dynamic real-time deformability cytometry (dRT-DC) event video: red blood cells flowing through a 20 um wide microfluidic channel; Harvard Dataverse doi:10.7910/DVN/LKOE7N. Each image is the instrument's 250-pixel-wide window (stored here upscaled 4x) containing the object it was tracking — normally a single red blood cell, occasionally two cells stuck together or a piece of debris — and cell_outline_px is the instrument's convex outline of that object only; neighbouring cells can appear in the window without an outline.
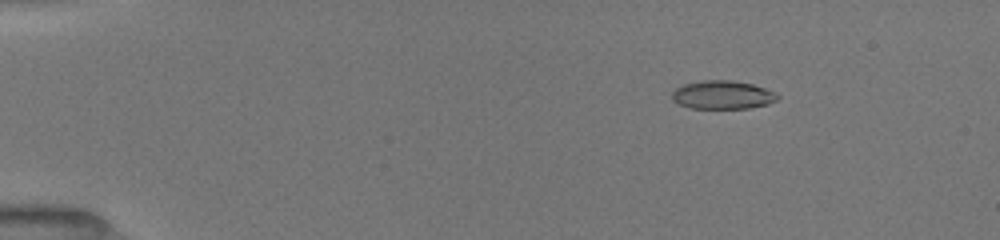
{"species": "common noctule bat (a hibernating species)", "species_latin": "Nyctalus noctula", "temperature_condition": "room temperature", "stored_images_in_passage": 21, "camera_frame_rate_fps": 3000, "um_per_image_px": 0.085, "animal": {"sex": "female", "body_mass_g": 19.5, "forearm_length_mm": 54.1}, "frame": {"image": 1, "passage_image": 8, "time_ms": 2.333, "image_size_px": [1000, 240], "cell_outline_px": [[780, 96], [776, 100], [768, 104], [748, 108], [688, 108], [672, 100], [672, 92], [676, 88], [684, 84], [700, 80], [732, 80], [752, 84], [764, 88]], "centroid_in_image_um": [61.38, 8.06], "position_along_channel_um": 23.6, "area_um2": 17.4}}
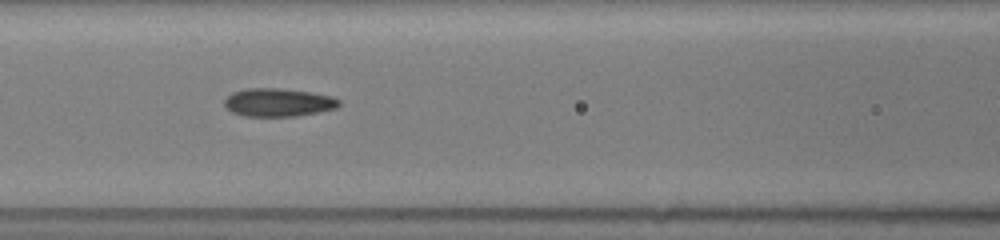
{"frame": {"image": 2, "passage_image": 17, "time_ms": 7.667, "image_size_px": [1000, 240], "cell_outline_px": [[340, 104], [336, 108], [296, 116], [244, 116], [232, 112], [224, 104], [224, 100], [232, 92], [248, 88], [284, 88], [312, 92], [332, 96], [340, 100]], "centroid_in_image_um": [23.66, 8.69], "position_along_channel_um": 142.9, "area_um2": 18.84}}
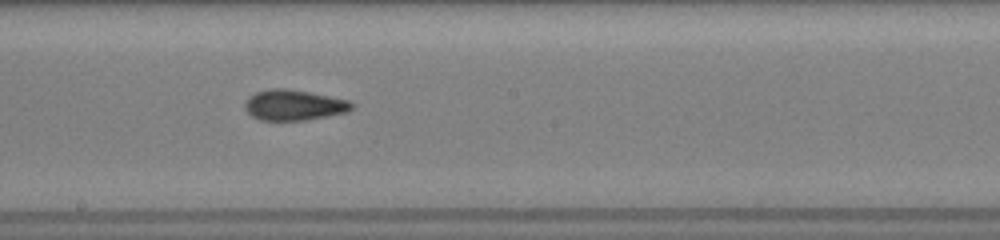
{"frame": {"image": 3, "passage_image": 20, "time_ms": 9.667, "image_size_px": [1000, 240], "cell_outline_px": [[356, 104], [348, 112], [304, 120], [260, 120], [252, 116], [244, 108], [244, 104], [248, 96], [256, 92], [272, 88], [288, 88], [348, 100]], "centroid_in_image_um": [24.97, 8.92], "position_along_channel_um": 223.2, "area_um2": 19.02}}